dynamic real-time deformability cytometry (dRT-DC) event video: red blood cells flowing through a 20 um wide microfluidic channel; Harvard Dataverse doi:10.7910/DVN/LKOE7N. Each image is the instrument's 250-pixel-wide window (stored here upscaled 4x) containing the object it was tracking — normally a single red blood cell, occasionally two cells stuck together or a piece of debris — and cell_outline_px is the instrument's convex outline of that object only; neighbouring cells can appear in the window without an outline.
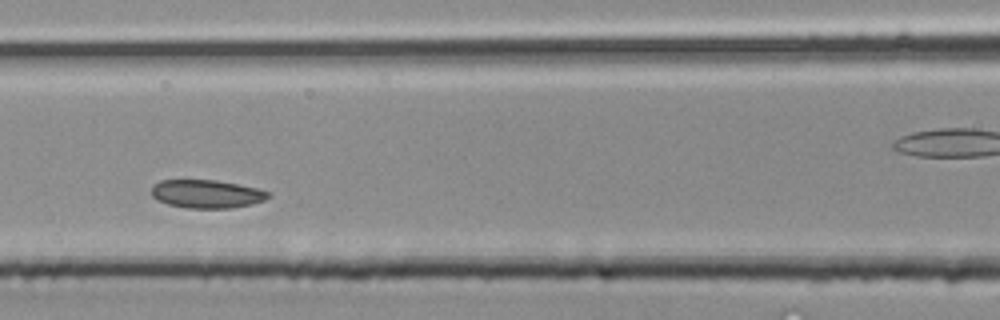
{"species": "common noctule bat (a hibernating species)", "species_latin": "Nyctalus noctula", "temperature_condition": "room temperature", "stored_images_in_passage": 24, "camera_frame_rate_fps": 3000, "um_per_image_px": 0.085, "animal": {"sex": "male", "body_mass_g": 20.4}, "frame": {"image": 1, "passage_image": 8, "time_ms": 2.333, "image_size_px": [1000, 320], "cell_outline_px": [[272, 196], [264, 200], [252, 204], [232, 208], [188, 208], [168, 204], [156, 200], [152, 196], [152, 184], [160, 180], [216, 180], [240, 184], [272, 192]], "centroid_in_image_um": [17.59, 16.48], "position_along_channel_um": 149.0, "area_um2": 19.48}}
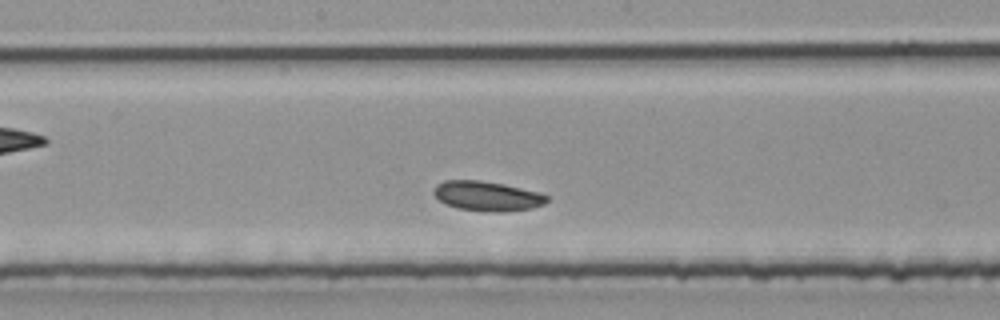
{"frame": {"image": 2, "passage_image": 11, "time_ms": 3.333, "image_size_px": [1000, 320], "cell_outline_px": [[548, 200], [544, 204], [532, 208], [500, 212], [488, 212], [456, 208], [440, 200], [432, 192], [436, 184], [444, 180], [480, 180], [504, 184], [540, 192], [548, 196]], "centroid_in_image_um": [41.41, 16.66], "position_along_channel_um": 206.8, "area_um2": 19.65}}
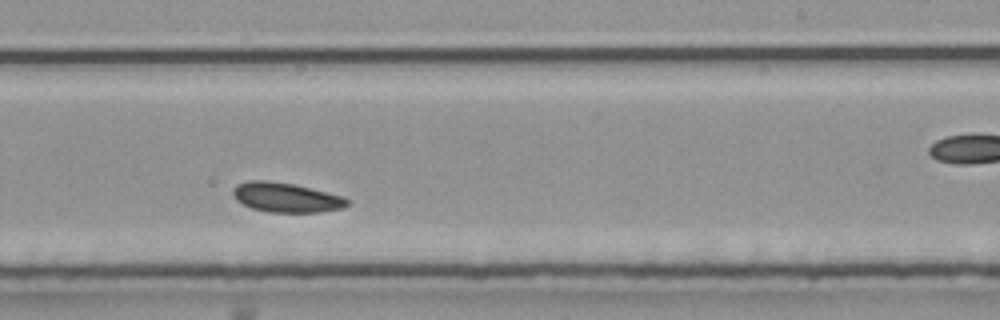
{"frame": {"image": 3, "passage_image": 14, "time_ms": 4.333, "image_size_px": [1000, 320], "cell_outline_px": [[348, 204], [344, 208], [320, 212], [268, 212], [252, 208], [236, 200], [232, 192], [232, 188], [236, 184], [248, 180], [268, 180], [292, 184], [344, 196], [348, 200]], "centroid_in_image_um": [24.3, 16.78], "position_along_channel_um": 264.7, "area_um2": 19.71}}